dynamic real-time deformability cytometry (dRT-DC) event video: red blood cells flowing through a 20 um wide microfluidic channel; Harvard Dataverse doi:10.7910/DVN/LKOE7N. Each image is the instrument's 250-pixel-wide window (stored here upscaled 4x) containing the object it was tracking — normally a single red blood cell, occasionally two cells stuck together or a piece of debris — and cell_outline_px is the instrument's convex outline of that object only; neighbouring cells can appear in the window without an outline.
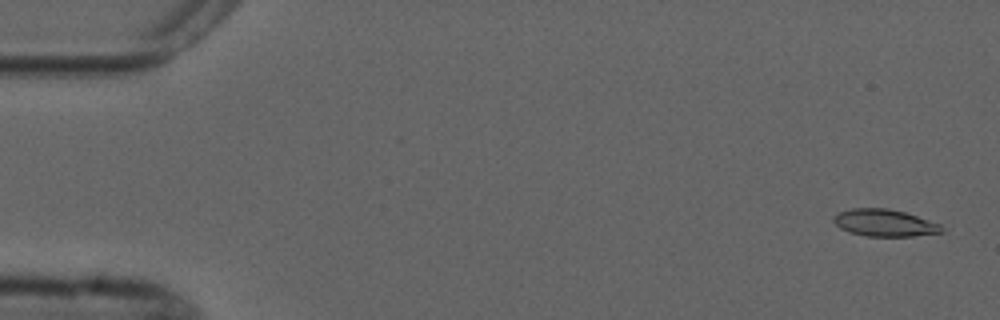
{"species": "common noctule bat (a hibernating species)", "species_latin": "Nyctalus noctula", "temperature_condition": "cold", "stored_images_in_passage": 5, "camera_frame_rate_fps": 3000, "um_per_image_px": 0.085, "animal": {"sex": "male", "forearm_length_mm": 52.5}, "frame": {"image": 1, "passage_image": 1, "time_ms": 0.0, "image_size_px": [1000, 320], "cell_outline_px": [[944, 232], [912, 236], [864, 236], [848, 232], [840, 228], [832, 220], [832, 216], [840, 212], [852, 208], [888, 208], [904, 212], [940, 224], [944, 228]], "centroid_in_image_um": [75.16, 18.95], "position_along_channel_um": 9.8, "area_um2": 17.05}}
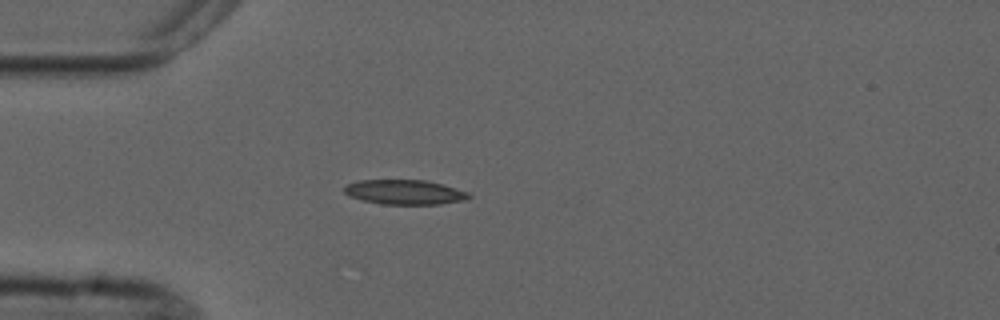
{"frame": {"image": 2, "passage_image": 4, "time_ms": 4.333, "image_size_px": [1000, 320], "cell_outline_px": [[472, 196], [468, 200], [440, 204], [380, 204], [348, 196], [344, 192], [344, 188], [348, 184], [360, 180], [424, 180], [444, 184], [468, 192]], "centroid_in_image_um": [34.44, 16.33], "position_along_channel_um": 50.6, "area_um2": 17.98}}